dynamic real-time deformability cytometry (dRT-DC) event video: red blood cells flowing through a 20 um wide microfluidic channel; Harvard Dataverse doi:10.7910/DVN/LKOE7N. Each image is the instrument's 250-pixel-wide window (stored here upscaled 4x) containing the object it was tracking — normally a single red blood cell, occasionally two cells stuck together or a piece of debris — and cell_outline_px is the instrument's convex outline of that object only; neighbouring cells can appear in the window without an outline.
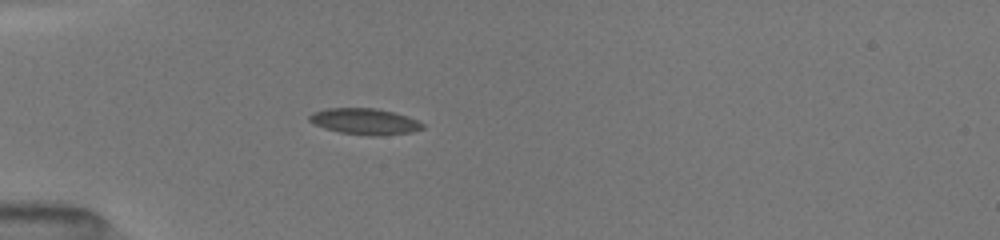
{"species": "common noctule bat (a hibernating species)", "species_latin": "Nyctalus noctula", "temperature_condition": "room temperature", "stored_images_in_passage": 50, "camera_frame_rate_fps": 3000, "um_per_image_px": 0.085, "animal": {"sex": "female", "body_mass_g": 19.5, "forearm_length_mm": 54.1}, "frame": {"image": 1, "passage_image": 5, "time_ms": 2.333, "image_size_px": [1000, 240], "cell_outline_px": [[424, 128], [412, 132], [376, 136], [368, 136], [340, 132], [324, 128], [308, 120], [308, 116], [312, 112], [328, 108], [376, 108], [408, 116], [424, 124]], "centroid_in_image_um": [31.0, 10.32], "position_along_channel_um": 54.0, "area_um2": 17.22}}
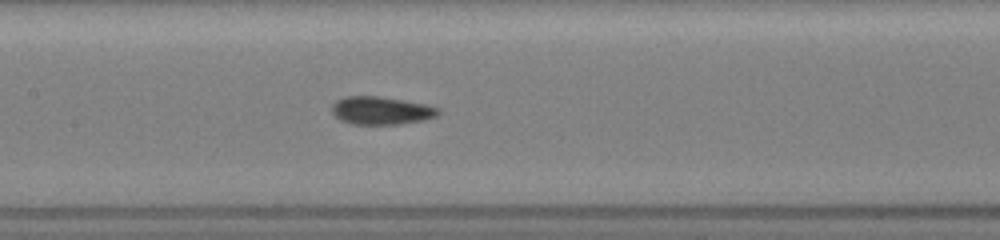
{"frame": {"image": 2, "passage_image": 18, "time_ms": 5.667, "image_size_px": [1000, 240], "cell_outline_px": [[440, 112], [436, 116], [424, 120], [400, 124], [352, 124], [340, 120], [332, 112], [332, 104], [336, 100], [344, 96], [380, 96], [404, 100], [424, 104], [440, 108]], "centroid_in_image_um": [32.39, 9.39], "position_along_channel_um": 175.0, "area_um2": 17.4}}
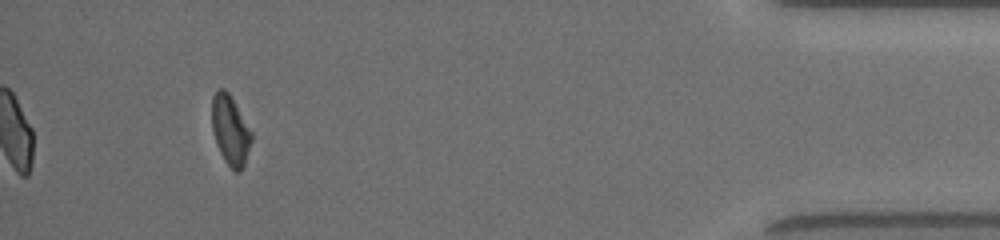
{"frame": {"image": 3, "passage_image": 45, "time_ms": 13.0, "image_size_px": [1000, 240], "cell_outline_px": [[252, 140], [244, 164], [240, 172], [236, 172], [224, 160], [216, 144], [212, 128], [212, 96], [216, 88], [224, 88], [232, 96], [252, 132]], "centroid_in_image_um": [19.57, 11.02], "position_along_channel_um": 415.6, "area_um2": 16.18}, "authors_computed_cell_mechanics": {"area_um2": 16.8776, "velocity_mm_per_s": 4.0575, "shape_relaxation_time_tau1_ms": 4.0641, "shape_relaxation_time_tau2_ms": 1.7041, "deformation_change_tau1": 0.1118, "deformation_change_tau2": 0.0792}}